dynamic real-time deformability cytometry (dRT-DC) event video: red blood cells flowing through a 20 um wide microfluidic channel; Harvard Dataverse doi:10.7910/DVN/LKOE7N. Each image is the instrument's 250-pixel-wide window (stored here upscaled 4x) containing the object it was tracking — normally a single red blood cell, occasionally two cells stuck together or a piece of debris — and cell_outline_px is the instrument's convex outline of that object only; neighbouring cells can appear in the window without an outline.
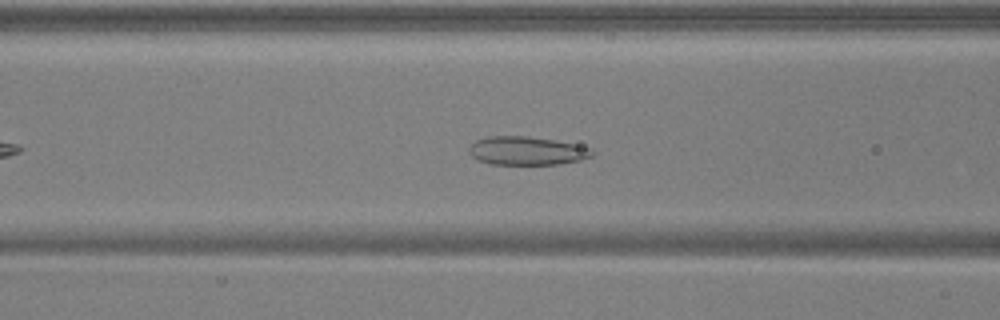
{"species": "common noctule bat (a hibernating species)", "species_latin": "Nyctalus noctula", "temperature_condition": "warm", "stored_images_in_passage": 43, "camera_frame_rate_fps": 3000, "um_per_image_px": 0.085, "animal": {"sex": "male", "body_mass_g": 17.9, "forearm_length_mm": 54.2}, "frame": {"image": 1, "passage_image": 13, "time_ms": 4.0, "image_size_px": [1000, 320], "cell_outline_px": [[596, 152], [592, 156], [580, 160], [560, 164], [492, 164], [480, 160], [472, 156], [468, 152], [468, 148], [476, 140], [488, 136], [524, 136], [552, 140], [592, 148]], "centroid_in_image_um": [44.78, 12.82], "position_along_channel_um": 121.8, "area_um2": 20.23}}
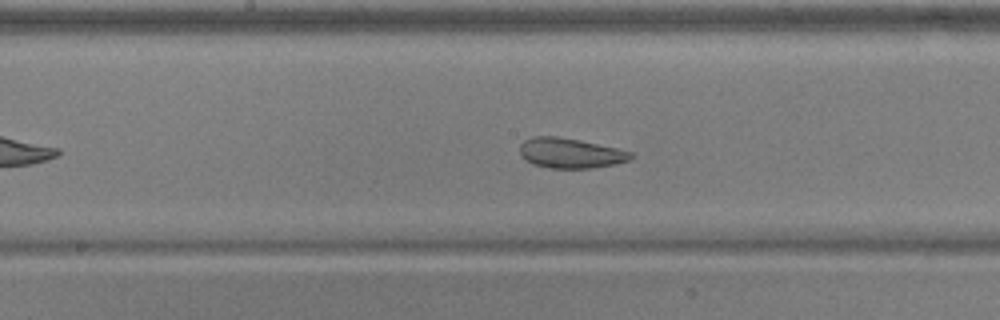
{"frame": {"image": 2, "passage_image": 19, "time_ms": 6.0, "image_size_px": [1000, 320], "cell_outline_px": [[636, 156], [632, 160], [616, 164], [592, 168], [548, 168], [532, 164], [524, 160], [520, 152], [520, 144], [524, 140], [532, 136], [556, 136], [580, 140], [616, 148], [632, 152]], "centroid_in_image_um": [48.5, 13.02], "position_along_channel_um": 199.7, "area_um2": 19.71}}
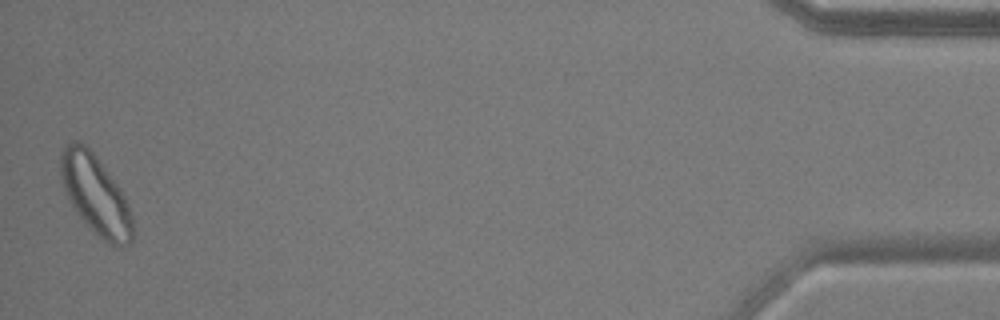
{"frame": {"image": 3, "passage_image": 43, "time_ms": 14.0, "image_size_px": [1000, 320], "cell_outline_px": [[132, 240], [128, 244], [120, 248], [116, 248], [108, 244], [92, 232], [68, 200], [60, 180], [60, 156], [64, 148], [72, 140], [80, 140], [92, 152], [116, 184], [124, 196], [128, 204], [132, 220]], "centroid_in_image_um": [8.09, 16.59], "position_along_channel_um": 427.1, "area_um2": 33.06}, "authors_computed_cell_mechanics": {"area_um2": 22.8888, "velocity_mm_per_s": 3.8888, "shape_relaxation_time_tau1_ms": 6.5822, "shape_relaxation_time_tau2_ms": 1.2509, "deformation_change_tau1": 0.1052, "deformation_change_tau2": 0.0858}}